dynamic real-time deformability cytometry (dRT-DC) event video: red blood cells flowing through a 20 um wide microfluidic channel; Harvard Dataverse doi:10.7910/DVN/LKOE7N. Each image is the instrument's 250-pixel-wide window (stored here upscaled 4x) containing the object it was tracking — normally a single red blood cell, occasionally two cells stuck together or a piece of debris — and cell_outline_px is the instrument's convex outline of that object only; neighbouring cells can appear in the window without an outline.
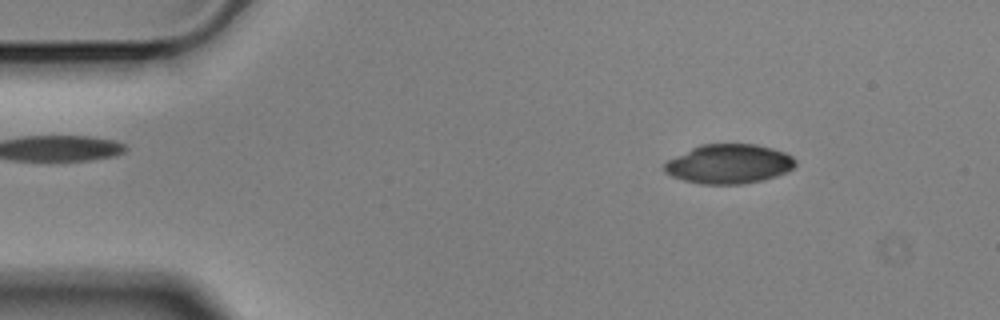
{"species": "Egyptian fruit bat (a non-hibernating species)", "species_latin": "Rousettus aegyptiacus", "temperature_condition": "cold", "stored_images_in_passage": 56, "camera_frame_rate_fps": 3000, "um_per_image_px": 0.085, "animal": {"sex": "male"}, "frame": {"image": 1, "passage_image": 7, "time_ms": 2.0, "image_size_px": [1000, 320], "cell_outline_px": [[796, 164], [788, 172], [776, 176], [744, 184], [700, 184], [684, 180], [672, 176], [664, 172], [664, 164], [668, 160], [700, 144], [756, 144], [784, 152], [792, 156], [796, 160]], "centroid_in_image_um": [61.96, 13.94], "position_along_channel_um": 23.0, "area_um2": 29.94}}
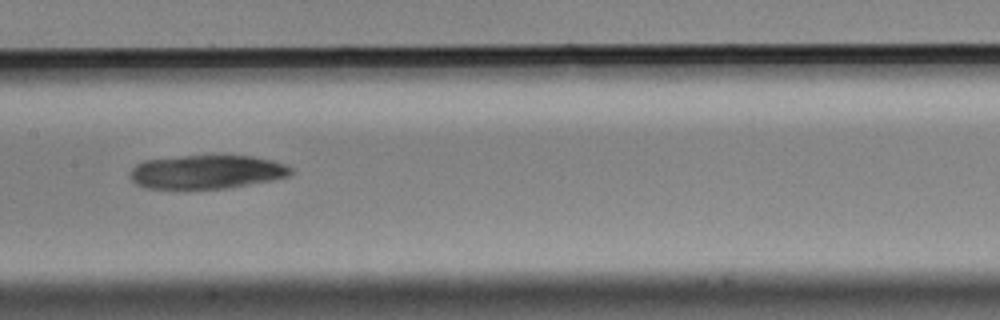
{"frame": {"image": 2, "passage_image": 27, "time_ms": 8.667, "image_size_px": [1000, 320], "cell_outline_px": [[292, 172], [288, 176], [272, 180], [228, 188], [148, 188], [136, 184], [128, 176], [132, 168], [136, 164], [144, 160], [180, 156], [252, 156], [272, 160], [284, 164], [292, 168]], "centroid_in_image_um": [17.55, 14.61], "position_along_channel_um": 189.9, "area_um2": 31.44}}
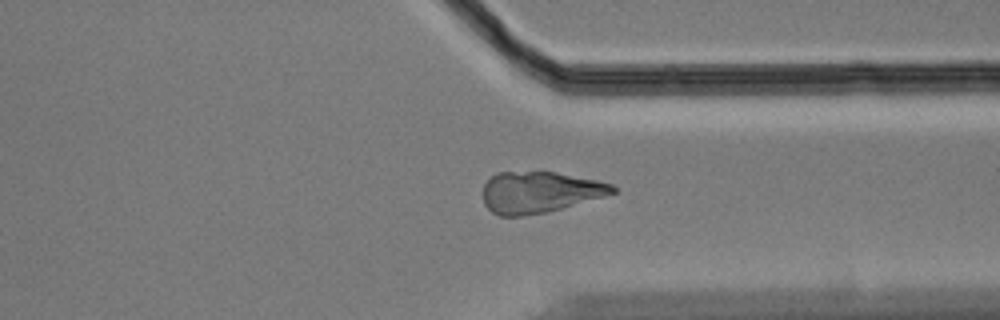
{"frame": {"image": 3, "passage_image": 42, "time_ms": 13.667, "image_size_px": [1000, 320], "cell_outline_px": [[616, 192], [604, 196], [548, 212], [524, 216], [500, 216], [492, 212], [484, 204], [484, 184], [496, 172], [556, 172], [596, 180], [612, 184], [616, 188]], "centroid_in_image_um": [45.85, 16.34], "position_along_channel_um": 365.5, "area_um2": 31.04}}